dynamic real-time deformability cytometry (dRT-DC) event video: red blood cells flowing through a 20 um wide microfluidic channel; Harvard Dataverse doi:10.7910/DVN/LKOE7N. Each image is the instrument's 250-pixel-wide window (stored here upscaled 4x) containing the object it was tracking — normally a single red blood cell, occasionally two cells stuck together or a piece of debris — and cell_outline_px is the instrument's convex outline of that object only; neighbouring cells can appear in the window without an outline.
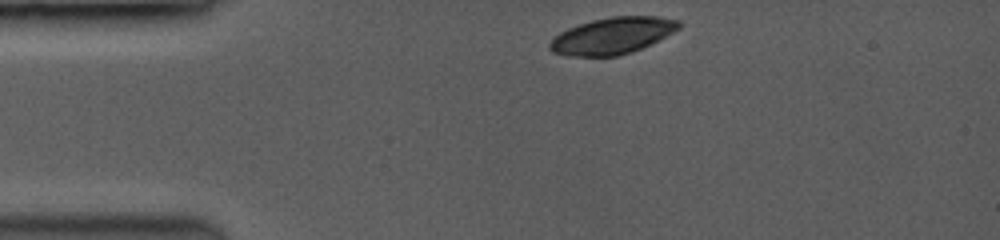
{"species": "common noctule bat (a hibernating species)", "species_latin": "Nyctalus noctula", "temperature_condition": "room temperature", "stored_images_in_passage": 9, "camera_frame_rate_fps": 3500, "um_per_image_px": 0.085, "animal": {"sex": "female", "body_mass_g": 19.0, "forearm_length_mm": 53.3}, "frame": {"image": 1, "passage_image": 1, "time_ms": 0.0, "image_size_px": [1000, 240], "cell_outline_px": [[680, 28], [640, 48], [616, 56], [572, 56], [552, 52], [548, 48], [548, 44], [560, 32], [568, 28], [592, 20], [612, 16], [656, 16], [680, 20]], "centroid_in_image_um": [52.02, 3.02], "position_along_channel_um": 33.0, "area_um2": 27.05}}
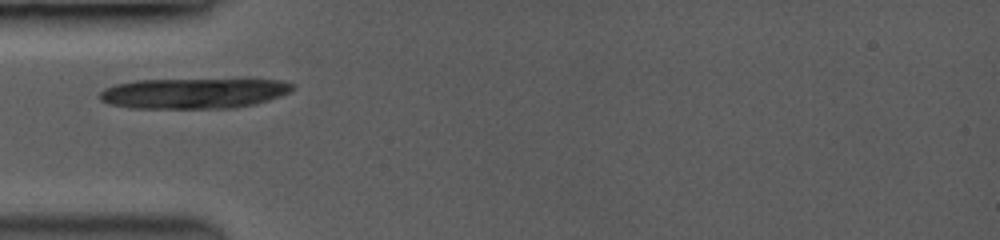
{"frame": {"image": 2, "passage_image": 6, "time_ms": 2.0, "image_size_px": [1000, 240], "cell_outline_px": [[292, 88], [288, 92], [252, 104], [232, 108], [132, 108], [112, 104], [100, 100], [100, 92], [116, 84], [136, 80], [280, 80], [292, 84]], "centroid_in_image_um": [16.38, 7.93], "position_along_channel_um": 68.6, "area_um2": 33.23}}